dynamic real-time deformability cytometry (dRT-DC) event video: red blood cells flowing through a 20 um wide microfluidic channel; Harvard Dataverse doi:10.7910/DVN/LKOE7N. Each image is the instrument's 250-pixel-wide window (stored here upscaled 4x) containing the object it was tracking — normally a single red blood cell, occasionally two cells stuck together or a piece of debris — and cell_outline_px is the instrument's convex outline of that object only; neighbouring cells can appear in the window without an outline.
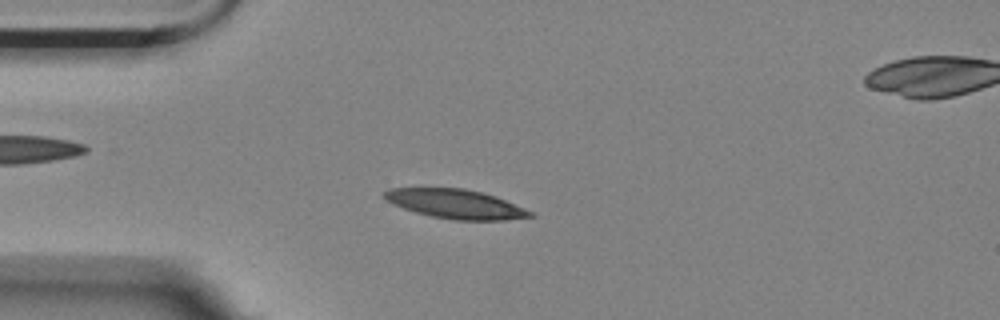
{"species": "Egyptian fruit bat (a non-hibernating species)", "species_latin": "Rousettus aegyptiacus", "temperature_condition": "room temperature", "stored_images_in_passage": 6, "camera_frame_rate_fps": 3000, "um_per_image_px": 0.085, "animal": {"sex": "female"}, "frame": {"image": 1, "passage_image": 4, "time_ms": 1.0, "image_size_px": [1000, 320], "cell_outline_px": [[536, 216], [504, 220], [452, 220], [432, 216], [416, 212], [404, 208], [388, 200], [384, 196], [384, 192], [388, 188], [464, 188], [496, 196], [524, 208], [532, 212]], "centroid_in_image_um": [38.76, 17.34], "position_along_channel_um": 46.2, "area_um2": 24.51}}
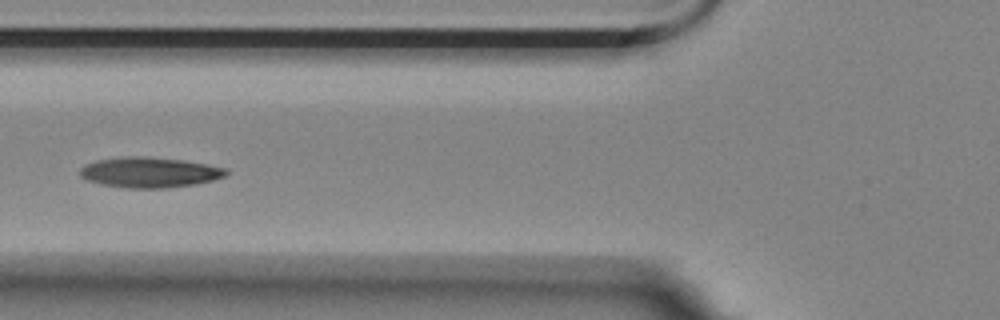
{"frame": {"image": 2, "passage_image": 6, "time_ms": 1.667, "image_size_px": [1000, 320], "cell_outline_px": [[228, 172], [224, 176], [212, 180], [192, 184], [168, 188], [128, 188], [100, 184], [88, 180], [80, 176], [80, 168], [84, 164], [96, 160], [128, 156], [144, 156], [180, 160], [228, 168]], "centroid_in_image_um": [12.66, 14.65], "position_along_channel_um": 113.1, "area_um2": 25.66}}